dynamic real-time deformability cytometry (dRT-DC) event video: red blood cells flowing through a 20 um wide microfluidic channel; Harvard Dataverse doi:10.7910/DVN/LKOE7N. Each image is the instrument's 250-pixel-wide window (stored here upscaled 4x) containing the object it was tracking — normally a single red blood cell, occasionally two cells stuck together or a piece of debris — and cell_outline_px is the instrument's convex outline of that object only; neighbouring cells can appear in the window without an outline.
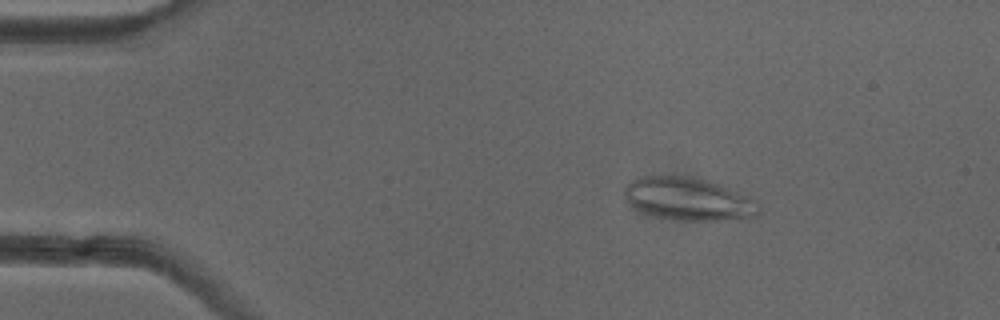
{"species": "common noctule bat (a hibernating species)", "species_latin": "Nyctalus noctula", "temperature_condition": "cold", "stored_images_in_passage": 51, "camera_frame_rate_fps": 3000, "um_per_image_px": 0.085, "animal": {"sex": "female"}, "frame": {"image": 1, "passage_image": 8, "time_ms": 2.333, "image_size_px": [1000, 320], "cell_outline_px": [[760, 212], [756, 216], [716, 220], [680, 220], [656, 216], [644, 212], [636, 208], [624, 196], [624, 188], [632, 180], [640, 176], [676, 176], [700, 180], [720, 184], [756, 200], [760, 204]], "centroid_in_image_um": [58.52, 16.92], "position_along_channel_um": 26.5, "area_um2": 32.77}}
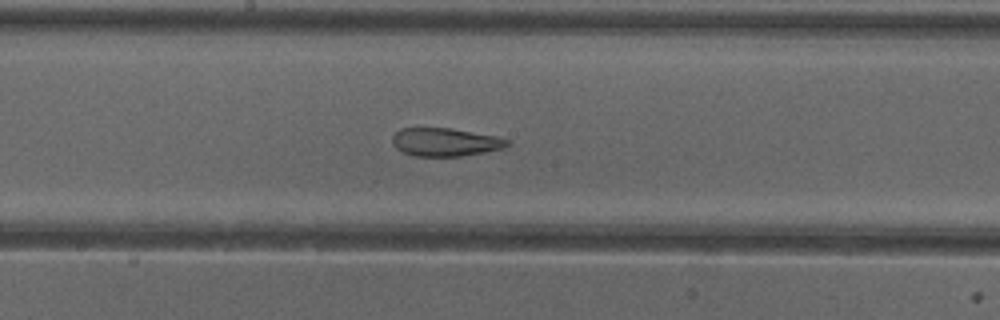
{"frame": {"image": 2, "passage_image": 27, "time_ms": 8.667, "image_size_px": [1000, 320], "cell_outline_px": [[512, 144], [504, 148], [484, 152], [460, 156], [412, 156], [396, 148], [392, 144], [392, 136], [400, 128], [452, 128], [496, 136], [512, 140]], "centroid_in_image_um": [37.87, 12.07], "position_along_channel_um": 210.3, "area_um2": 19.07}}
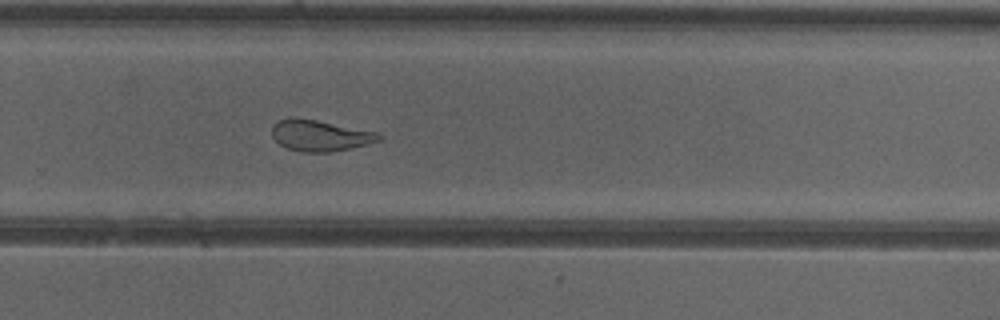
{"frame": {"image": 3, "passage_image": 34, "time_ms": 11.0, "image_size_px": [1000, 320], "cell_outline_px": [[384, 136], [380, 140], [368, 144], [332, 152], [300, 152], [288, 148], [280, 144], [272, 136], [272, 124], [276, 120], [288, 116], [296, 116], [380, 132]], "centroid_in_image_um": [27.2, 11.49], "position_along_channel_um": 302.6, "area_um2": 19.88}, "authors_computed_cell_mechanics": {"area_um2": 23.2356, "velocity_mm_per_s": 3.9839, "shape_relaxation_time_tau1_ms": null, "shape_relaxation_time_tau2_ms": 2.0699, "deformation_change_tau1": null, "deformation_change_tau2": 0.1143}}